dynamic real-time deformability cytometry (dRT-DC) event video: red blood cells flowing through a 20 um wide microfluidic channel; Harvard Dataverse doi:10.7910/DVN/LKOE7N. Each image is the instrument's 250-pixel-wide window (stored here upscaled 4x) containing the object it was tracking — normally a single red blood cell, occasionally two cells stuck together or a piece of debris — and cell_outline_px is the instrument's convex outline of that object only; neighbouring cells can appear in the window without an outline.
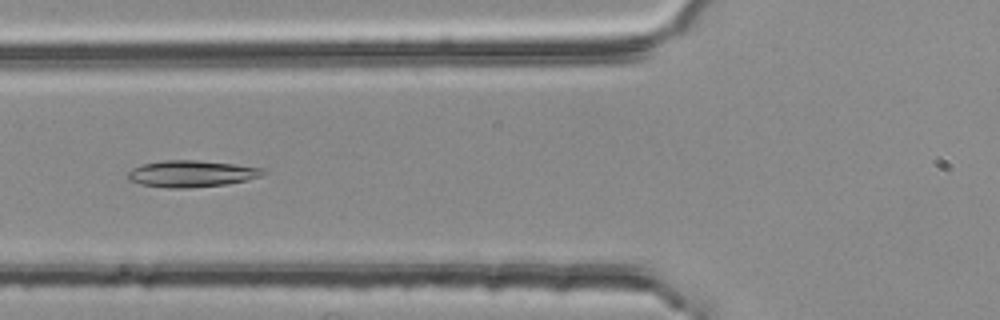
{"species": "common noctule bat (a hibernating species)", "species_latin": "Nyctalus noctula", "temperature_condition": "room temperature", "stored_images_in_passage": 5, "camera_frame_rate_fps": 3000, "um_per_image_px": 0.085, "animal": {"sex": "female", "body_mass_g": 25.1}, "frame": {"image": 1, "passage_image": 5, "time_ms": 1.333, "image_size_px": [1000, 320], "cell_outline_px": [[268, 172], [260, 176], [248, 180], [228, 184], [188, 188], [168, 188], [140, 184], [128, 180], [128, 172], [132, 168], [144, 164], [164, 160], [196, 160], [236, 164], [264, 168]], "centroid_in_image_um": [16.31, 14.77], "position_along_channel_um": 109.5, "area_um2": 21.1}}